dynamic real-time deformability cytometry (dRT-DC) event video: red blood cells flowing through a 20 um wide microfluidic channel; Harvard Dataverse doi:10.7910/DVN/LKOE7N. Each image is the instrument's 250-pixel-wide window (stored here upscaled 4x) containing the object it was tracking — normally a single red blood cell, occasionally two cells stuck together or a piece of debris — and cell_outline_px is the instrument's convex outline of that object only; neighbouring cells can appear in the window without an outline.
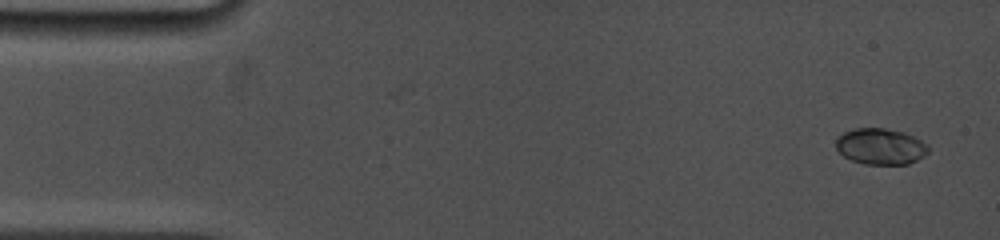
{"species": "common noctule bat (a hibernating species)", "species_latin": "Nyctalus noctula", "temperature_condition": "cold", "stored_images_in_passage": 42, "camera_frame_rate_fps": 5000, "um_per_image_px": 0.085, "animal": {"sex": "female", "body_mass_g": 19.0, "forearm_length_mm": 53.3}, "frame": {"image": 1, "passage_image": 1, "time_ms": 0.0, "image_size_px": [1000, 240], "cell_outline_px": [[928, 152], [924, 156], [908, 164], [864, 164], [852, 160], [844, 156], [836, 148], [836, 136], [844, 132], [856, 128], [884, 128], [904, 132], [928, 144]], "centroid_in_image_um": [74.84, 12.44], "position_along_channel_um": 10.2, "area_um2": 19.42}}
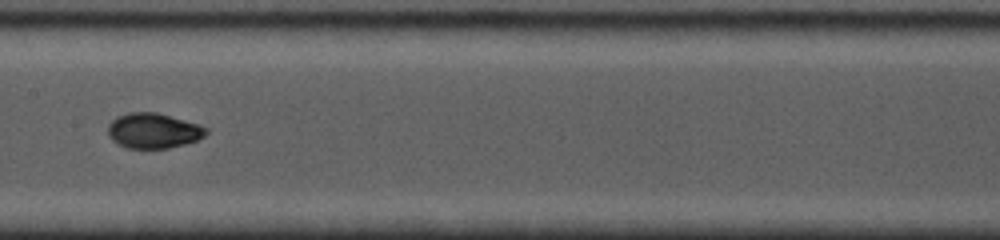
{"frame": {"image": 2, "passage_image": 22, "time_ms": 7.8, "image_size_px": [1000, 240], "cell_outline_px": [[208, 132], [204, 136], [196, 140], [184, 144], [168, 148], [128, 148], [112, 140], [108, 136], [108, 124], [116, 116], [128, 112], [156, 112], [200, 124], [208, 128]], "centroid_in_image_um": [13.03, 11.09], "position_along_channel_um": 194.4, "area_um2": 20.17}}
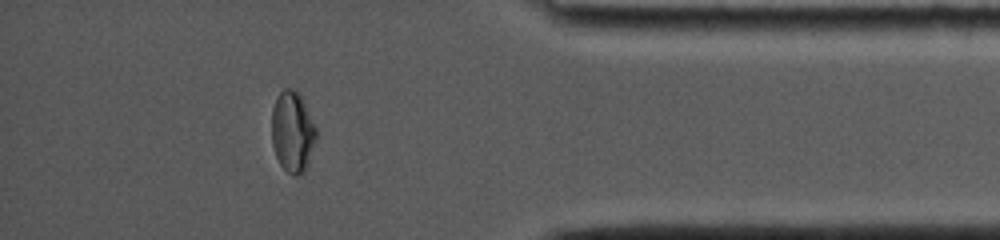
{"frame": {"image": 3, "passage_image": 37, "time_ms": 13.8, "image_size_px": [1000, 240], "cell_outline_px": [[316, 140], [308, 164], [304, 172], [296, 176], [292, 176], [280, 164], [276, 156], [272, 144], [272, 108], [276, 96], [284, 88], [292, 88], [300, 92], [304, 100], [316, 128]], "centroid_in_image_um": [24.87, 11.17], "position_along_channel_um": 410.3, "area_um2": 21.27}, "authors_computed_cell_mechanics": {"area_um2": 19.4786, "velocity_mm_per_s": 3.8616, "shape_relaxation_time_tau1_ms": 5.5007, "shape_relaxation_time_tau2_ms": 0.8535, "deformation_change_tau1": 0.1809, "deformation_change_tau2": 0.0354}}